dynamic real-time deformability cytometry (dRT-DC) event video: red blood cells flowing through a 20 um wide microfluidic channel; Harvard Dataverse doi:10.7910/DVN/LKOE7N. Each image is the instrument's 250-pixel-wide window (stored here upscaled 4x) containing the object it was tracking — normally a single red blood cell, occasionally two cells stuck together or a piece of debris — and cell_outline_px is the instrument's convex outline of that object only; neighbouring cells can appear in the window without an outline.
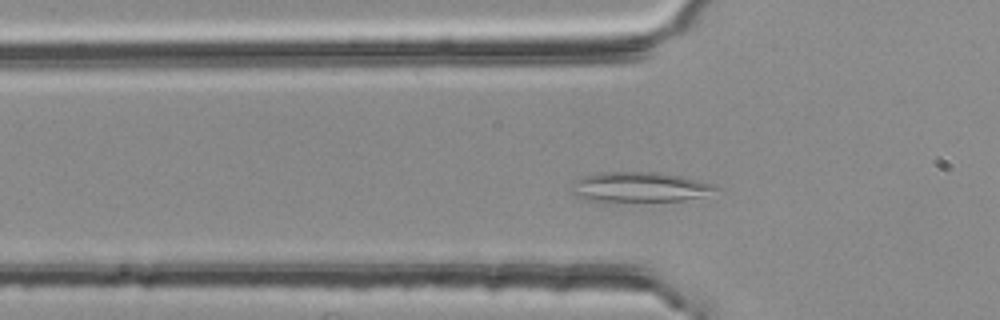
{"species": "common noctule bat (a hibernating species)", "species_latin": "Nyctalus noctula", "temperature_condition": "room temperature", "stored_images_in_passage": 46, "camera_frame_rate_fps": 3000, "um_per_image_px": 0.085, "animal": {"sex": "female", "body_mass_g": 25.1}, "frame": {"image": 1, "passage_image": 12, "time_ms": 3.667, "image_size_px": [1000, 320], "cell_outline_px": [[720, 188], [700, 196], [680, 200], [612, 204], [604, 204], [584, 200], [576, 196], [572, 192], [572, 180], [580, 176], [600, 172], [660, 172], [684, 176], [700, 180], [712, 184]], "centroid_in_image_um": [54.22, 15.93], "position_along_channel_um": 71.6, "area_um2": 26.36}}
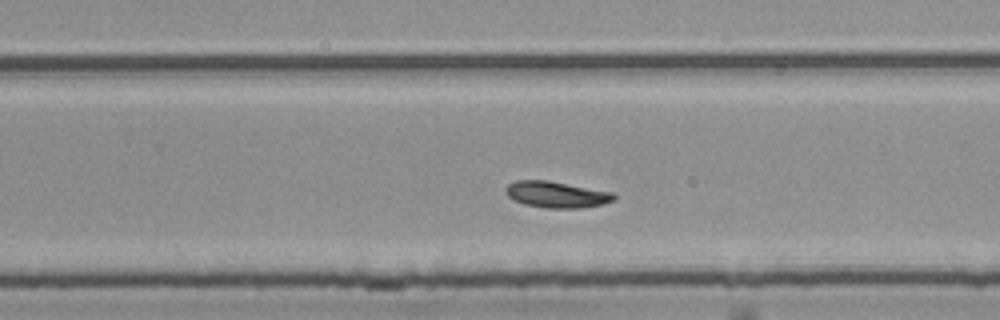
{"frame": {"image": 2, "passage_image": 29, "time_ms": 9.333, "image_size_px": [1000, 320], "cell_outline_px": [[616, 200], [604, 204], [580, 208], [548, 208], [524, 204], [512, 200], [504, 192], [504, 188], [508, 184], [516, 180], [548, 180], [612, 192], [616, 196]], "centroid_in_image_um": [47.28, 16.53], "position_along_channel_um": 282.5, "area_um2": 16.76}}
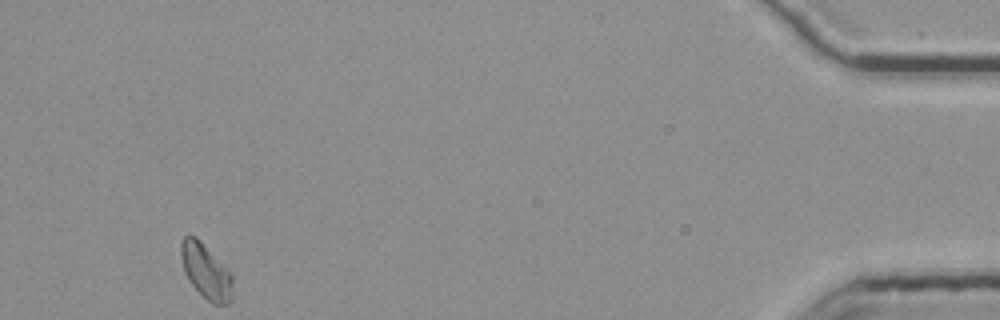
{"frame": {"image": 3, "passage_image": 46, "time_ms": 15.0, "image_size_px": [1000, 320], "cell_outline_px": [[232, 300], [228, 304], [212, 304], [188, 280], [184, 272], [180, 256], [180, 244], [184, 236], [196, 236], [232, 272]], "centroid_in_image_um": [17.51, 23.05], "position_along_channel_um": 417.7, "area_um2": 16.65}}